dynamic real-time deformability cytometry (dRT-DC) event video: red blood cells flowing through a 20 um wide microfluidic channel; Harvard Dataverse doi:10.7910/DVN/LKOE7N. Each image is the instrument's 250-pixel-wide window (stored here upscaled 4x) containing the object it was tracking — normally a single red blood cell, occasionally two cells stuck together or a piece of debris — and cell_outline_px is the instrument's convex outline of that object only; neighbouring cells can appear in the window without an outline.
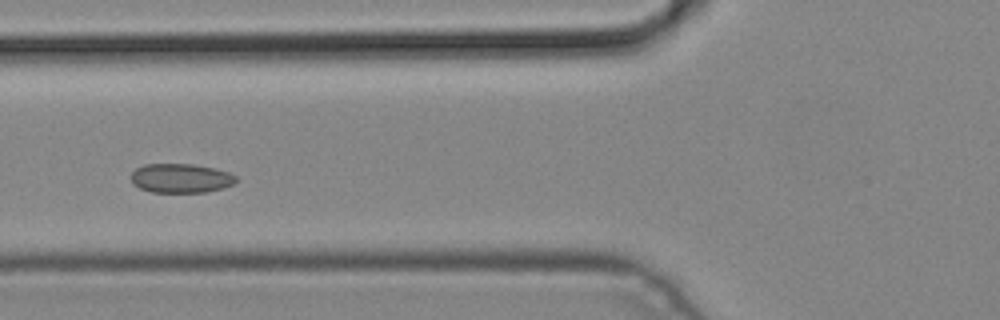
{"species": "common noctule bat (a hibernating species)", "species_latin": "Nyctalus noctula", "temperature_condition": "cold", "stored_images_in_passage": 5, "camera_frame_rate_fps": 3000, "um_per_image_px": 0.085, "animal": {"sex": "male", "body_mass_g": 19.2, "forearm_length_mm": 51.8}, "frame": {"image": 1, "passage_image": 5, "time_ms": 1.333, "image_size_px": [1000, 320], "cell_outline_px": [[236, 180], [232, 184], [224, 188], [208, 192], [152, 192], [140, 188], [132, 184], [132, 172], [136, 168], [144, 164], [192, 164], [216, 168], [228, 172], [236, 176]], "centroid_in_image_um": [15.37, 15.15], "position_along_channel_um": 110.4, "area_um2": 17.92}}